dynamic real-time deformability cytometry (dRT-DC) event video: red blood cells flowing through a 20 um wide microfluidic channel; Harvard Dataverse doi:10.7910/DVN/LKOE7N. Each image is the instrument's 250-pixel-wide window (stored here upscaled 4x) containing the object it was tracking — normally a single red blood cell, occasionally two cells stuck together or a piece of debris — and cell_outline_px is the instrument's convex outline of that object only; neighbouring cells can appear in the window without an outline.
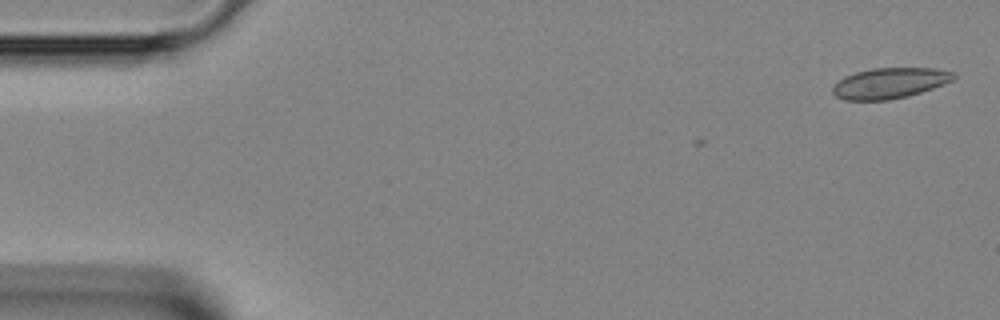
{"species": "Egyptian fruit bat (a non-hibernating species)", "species_latin": "Rousettus aegyptiacus", "temperature_condition": "room temperature", "stored_images_in_passage": 2, "camera_frame_rate_fps": 3000, "um_per_image_px": 0.085, "animal": {"sex": "female"}, "frame": {"image": 1, "passage_image": 2, "time_ms": 0.333, "image_size_px": [1000, 320], "cell_outline_px": [[956, 80], [908, 96], [888, 100], [844, 100], [836, 96], [832, 92], [832, 88], [844, 76], [856, 72], [872, 68], [936, 68], [956, 72]], "centroid_in_image_um": [75.67, 7.06], "position_along_channel_um": 9.3, "area_um2": 21.68}}